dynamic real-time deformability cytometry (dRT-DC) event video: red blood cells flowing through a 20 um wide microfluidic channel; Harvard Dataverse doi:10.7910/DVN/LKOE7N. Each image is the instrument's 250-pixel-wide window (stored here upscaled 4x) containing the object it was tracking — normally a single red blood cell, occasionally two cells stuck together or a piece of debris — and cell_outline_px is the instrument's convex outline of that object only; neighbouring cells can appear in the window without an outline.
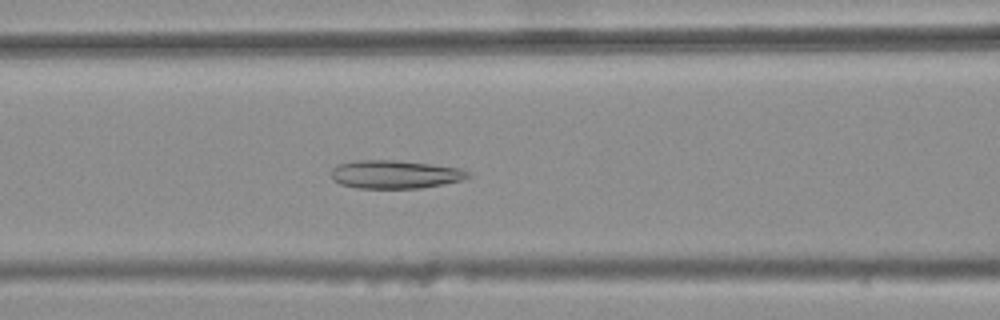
{"species": "common noctule bat (a hibernating species)", "species_latin": "Nyctalus noctula", "temperature_condition": "warm", "stored_images_in_passage": 45, "camera_frame_rate_fps": 3000, "um_per_image_px": 0.085, "animal": {"sex": "female", "body_mass_g": 25.1}, "frame": {"image": 1, "passage_image": 21, "time_ms": 6.667, "image_size_px": [1000, 320], "cell_outline_px": [[472, 176], [460, 180], [444, 184], [420, 188], [356, 188], [340, 184], [332, 180], [332, 168], [336, 164], [356, 160], [392, 160], [432, 164], [460, 168], [468, 172]], "centroid_in_image_um": [33.54, 14.82], "position_along_channel_um": 133.1, "area_um2": 22.6}}
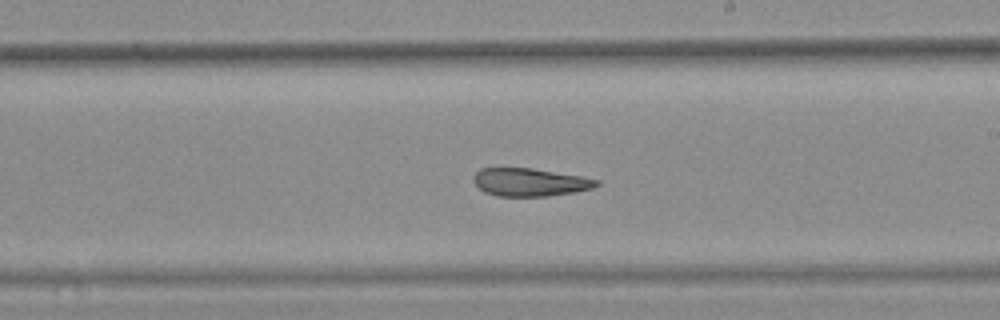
{"frame": {"image": 2, "passage_image": 30, "time_ms": 9.667, "image_size_px": [1000, 320], "cell_outline_px": [[600, 184], [592, 188], [576, 192], [548, 196], [496, 196], [484, 192], [472, 180], [472, 176], [480, 168], [532, 168], [584, 176], [600, 180]], "centroid_in_image_um": [45.06, 15.48], "position_along_channel_um": 243.9, "area_um2": 20.29}}
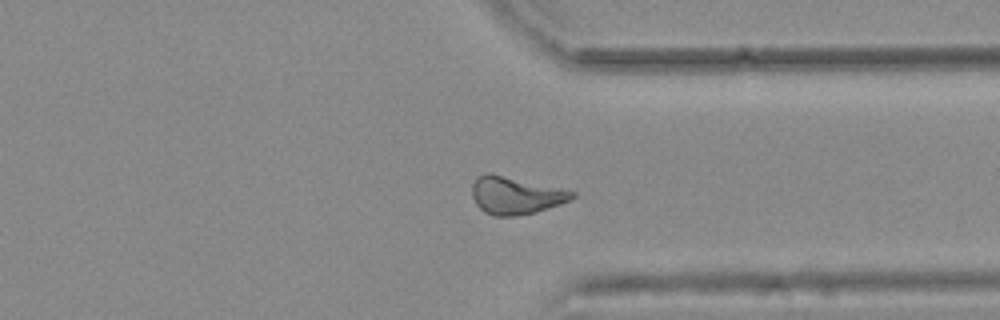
{"frame": {"image": 3, "passage_image": 40, "time_ms": 13.0, "image_size_px": [1000, 320], "cell_outline_px": [[576, 196], [560, 204], [536, 212], [516, 216], [492, 216], [484, 212], [476, 204], [472, 196], [472, 184], [476, 176], [488, 172], [492, 172], [560, 188], [576, 192]], "centroid_in_image_um": [43.78, 16.59], "position_along_channel_um": 367.6, "area_um2": 22.08}, "authors_computed_cell_mechanics": {"area_um2": 22.3108, "velocity_mm_per_s": 3.711, "shape_relaxation_time_tau1_ms": null, "shape_relaxation_time_tau2_ms": 2.8182, "deformation_change_tau1": null, "deformation_change_tau2": 0.0897}}